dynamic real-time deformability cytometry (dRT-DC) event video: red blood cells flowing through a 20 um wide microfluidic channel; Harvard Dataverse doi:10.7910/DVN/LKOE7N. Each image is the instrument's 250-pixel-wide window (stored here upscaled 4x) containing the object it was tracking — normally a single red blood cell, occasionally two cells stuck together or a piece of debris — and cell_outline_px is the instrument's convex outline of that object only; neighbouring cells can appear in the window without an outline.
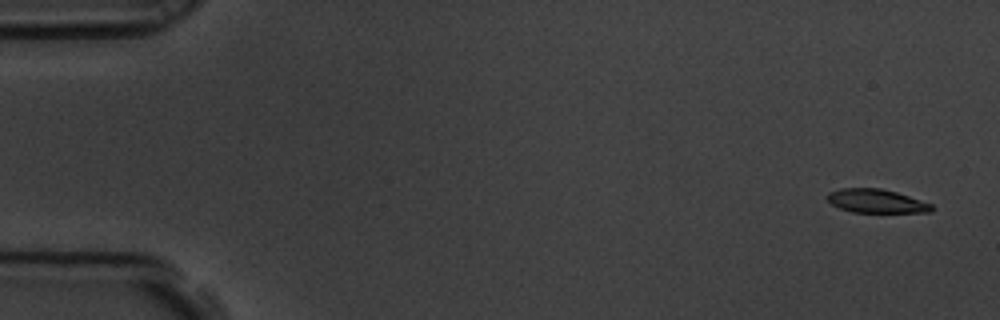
{"species": "common noctule bat (a hibernating species)", "species_latin": "Nyctalus noctula", "temperature_condition": "room temperature", "stored_images_in_passage": 7, "camera_frame_rate_fps": 3000, "um_per_image_px": 0.085, "animal": {"sex": "male", "body_mass_g": 19.5, "forearm_length_mm": 54.6}, "frame": {"image": 1, "passage_image": 1, "time_ms": 0.0, "image_size_px": [1000, 320], "cell_outline_px": [[932, 212], [852, 212], [840, 208], [832, 204], [824, 196], [828, 192], [840, 188], [880, 188], [896, 192], [932, 204]], "centroid_in_image_um": [74.43, 17.08], "position_along_channel_um": 10.6, "area_um2": 14.33}}
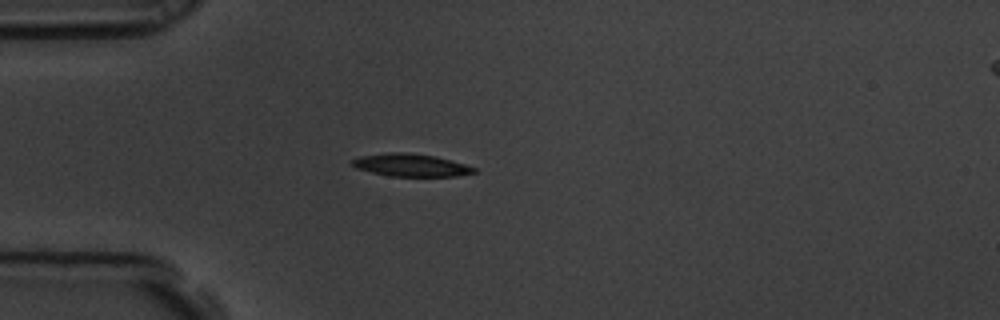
{"frame": {"image": 2, "passage_image": 5, "time_ms": 1.333, "image_size_px": [1000, 320], "cell_outline_px": [[476, 172], [456, 176], [388, 176], [356, 168], [352, 164], [352, 160], [360, 156], [388, 152], [404, 152], [436, 156], [452, 160], [476, 168]], "centroid_in_image_um": [34.92, 14.03], "position_along_channel_um": 50.1, "area_um2": 16.01}}
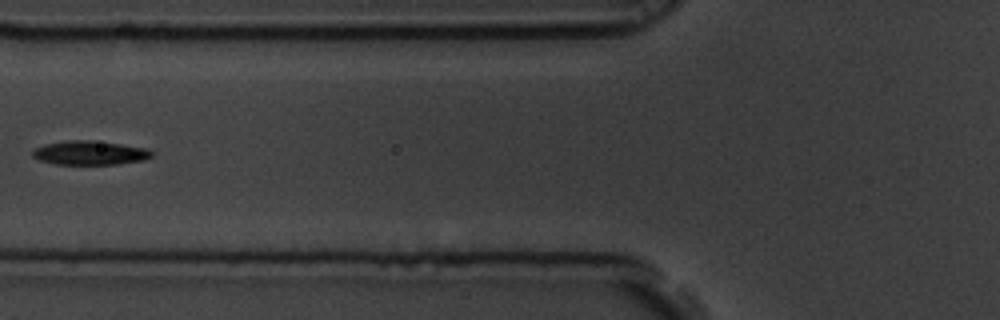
{"frame": {"image": 3, "passage_image": 7, "time_ms": 2.0, "image_size_px": [1000, 320], "cell_outline_px": [[156, 152], [152, 156], [144, 160], [116, 164], [56, 164], [40, 160], [32, 156], [32, 148], [44, 144], [68, 140], [92, 140], [148, 148]], "centroid_in_image_um": [7.65, 12.98], "position_along_channel_um": 118.2, "area_um2": 16.82}}